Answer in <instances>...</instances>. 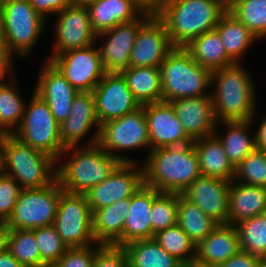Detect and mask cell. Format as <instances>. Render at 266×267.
Listing matches in <instances>:
<instances>
[{"label": "cell", "instance_id": "obj_1", "mask_svg": "<svg viewBox=\"0 0 266 267\" xmlns=\"http://www.w3.org/2000/svg\"><path fill=\"white\" fill-rule=\"evenodd\" d=\"M143 165L144 185L158 192H182L199 176L198 155L194 144L150 150Z\"/></svg>", "mask_w": 266, "mask_h": 267}, {"label": "cell", "instance_id": "obj_2", "mask_svg": "<svg viewBox=\"0 0 266 267\" xmlns=\"http://www.w3.org/2000/svg\"><path fill=\"white\" fill-rule=\"evenodd\" d=\"M228 11L218 0H167L156 16L164 23L174 47H185L197 36L215 30Z\"/></svg>", "mask_w": 266, "mask_h": 267}, {"label": "cell", "instance_id": "obj_3", "mask_svg": "<svg viewBox=\"0 0 266 267\" xmlns=\"http://www.w3.org/2000/svg\"><path fill=\"white\" fill-rule=\"evenodd\" d=\"M246 71L241 63H234L212 72L211 83L216 84V89L211 92V97L217 122L251 121L254 118V80Z\"/></svg>", "mask_w": 266, "mask_h": 267}, {"label": "cell", "instance_id": "obj_4", "mask_svg": "<svg viewBox=\"0 0 266 267\" xmlns=\"http://www.w3.org/2000/svg\"><path fill=\"white\" fill-rule=\"evenodd\" d=\"M67 147L60 157L68 156L57 168V181L68 193L85 194L109 177L122 161L105 152L98 144ZM74 150V151H73Z\"/></svg>", "mask_w": 266, "mask_h": 267}, {"label": "cell", "instance_id": "obj_5", "mask_svg": "<svg viewBox=\"0 0 266 267\" xmlns=\"http://www.w3.org/2000/svg\"><path fill=\"white\" fill-rule=\"evenodd\" d=\"M56 160L6 134L2 144L1 172L19 183L21 189H39L57 179Z\"/></svg>", "mask_w": 266, "mask_h": 267}, {"label": "cell", "instance_id": "obj_6", "mask_svg": "<svg viewBox=\"0 0 266 267\" xmlns=\"http://www.w3.org/2000/svg\"><path fill=\"white\" fill-rule=\"evenodd\" d=\"M162 101L211 96L212 72L198 64L184 47H175L159 66Z\"/></svg>", "mask_w": 266, "mask_h": 267}, {"label": "cell", "instance_id": "obj_7", "mask_svg": "<svg viewBox=\"0 0 266 267\" xmlns=\"http://www.w3.org/2000/svg\"><path fill=\"white\" fill-rule=\"evenodd\" d=\"M12 134L21 142L53 157L56 161L66 149L60 137V124L47 103L36 93L32 94L29 105H25L22 121Z\"/></svg>", "mask_w": 266, "mask_h": 267}, {"label": "cell", "instance_id": "obj_8", "mask_svg": "<svg viewBox=\"0 0 266 267\" xmlns=\"http://www.w3.org/2000/svg\"><path fill=\"white\" fill-rule=\"evenodd\" d=\"M0 13L10 52L19 57L29 55L47 19L35 11L29 0H2Z\"/></svg>", "mask_w": 266, "mask_h": 267}, {"label": "cell", "instance_id": "obj_9", "mask_svg": "<svg viewBox=\"0 0 266 267\" xmlns=\"http://www.w3.org/2000/svg\"><path fill=\"white\" fill-rule=\"evenodd\" d=\"M64 190L57 179L39 189H22L14 211L6 219L9 230L35 229L54 225L60 195Z\"/></svg>", "mask_w": 266, "mask_h": 267}, {"label": "cell", "instance_id": "obj_10", "mask_svg": "<svg viewBox=\"0 0 266 267\" xmlns=\"http://www.w3.org/2000/svg\"><path fill=\"white\" fill-rule=\"evenodd\" d=\"M92 217L85 194L61 193L54 226L68 248L96 244Z\"/></svg>", "mask_w": 266, "mask_h": 267}, {"label": "cell", "instance_id": "obj_11", "mask_svg": "<svg viewBox=\"0 0 266 267\" xmlns=\"http://www.w3.org/2000/svg\"><path fill=\"white\" fill-rule=\"evenodd\" d=\"M108 154L118 157L122 162H136L116 151L147 147L150 151L148 124L144 108L100 125L97 143ZM149 146V147H148Z\"/></svg>", "mask_w": 266, "mask_h": 267}, {"label": "cell", "instance_id": "obj_12", "mask_svg": "<svg viewBox=\"0 0 266 267\" xmlns=\"http://www.w3.org/2000/svg\"><path fill=\"white\" fill-rule=\"evenodd\" d=\"M93 46L65 52L50 61L78 92H92L106 74L99 49Z\"/></svg>", "mask_w": 266, "mask_h": 267}, {"label": "cell", "instance_id": "obj_13", "mask_svg": "<svg viewBox=\"0 0 266 267\" xmlns=\"http://www.w3.org/2000/svg\"><path fill=\"white\" fill-rule=\"evenodd\" d=\"M137 163L122 162L109 177L85 193L92 213L119 200L131 198L144 185L143 167L136 166Z\"/></svg>", "mask_w": 266, "mask_h": 267}, {"label": "cell", "instance_id": "obj_14", "mask_svg": "<svg viewBox=\"0 0 266 267\" xmlns=\"http://www.w3.org/2000/svg\"><path fill=\"white\" fill-rule=\"evenodd\" d=\"M100 125L142 107L119 72H106L92 91Z\"/></svg>", "mask_w": 266, "mask_h": 267}, {"label": "cell", "instance_id": "obj_15", "mask_svg": "<svg viewBox=\"0 0 266 267\" xmlns=\"http://www.w3.org/2000/svg\"><path fill=\"white\" fill-rule=\"evenodd\" d=\"M57 14L59 17L56 22V46L48 62L65 52L92 46L98 39L92 28L87 7L70 5Z\"/></svg>", "mask_w": 266, "mask_h": 267}, {"label": "cell", "instance_id": "obj_16", "mask_svg": "<svg viewBox=\"0 0 266 267\" xmlns=\"http://www.w3.org/2000/svg\"><path fill=\"white\" fill-rule=\"evenodd\" d=\"M164 23L152 15L140 28L130 54L129 67H159L174 49Z\"/></svg>", "mask_w": 266, "mask_h": 267}, {"label": "cell", "instance_id": "obj_17", "mask_svg": "<svg viewBox=\"0 0 266 267\" xmlns=\"http://www.w3.org/2000/svg\"><path fill=\"white\" fill-rule=\"evenodd\" d=\"M152 16L144 12L138 19L118 24L108 31L97 34V38L107 37L99 47V53L106 72H121L129 67L130 54L139 28ZM109 36V37H108Z\"/></svg>", "mask_w": 266, "mask_h": 267}, {"label": "cell", "instance_id": "obj_18", "mask_svg": "<svg viewBox=\"0 0 266 267\" xmlns=\"http://www.w3.org/2000/svg\"><path fill=\"white\" fill-rule=\"evenodd\" d=\"M142 107L148 124L150 150L194 142L184 130L170 102L160 101Z\"/></svg>", "mask_w": 266, "mask_h": 267}, {"label": "cell", "instance_id": "obj_19", "mask_svg": "<svg viewBox=\"0 0 266 267\" xmlns=\"http://www.w3.org/2000/svg\"><path fill=\"white\" fill-rule=\"evenodd\" d=\"M39 74L34 93L47 103L54 118L62 124L69 117L78 91L51 62L43 64Z\"/></svg>", "mask_w": 266, "mask_h": 267}, {"label": "cell", "instance_id": "obj_20", "mask_svg": "<svg viewBox=\"0 0 266 267\" xmlns=\"http://www.w3.org/2000/svg\"><path fill=\"white\" fill-rule=\"evenodd\" d=\"M229 186V181L201 175L181 195L218 224H227Z\"/></svg>", "mask_w": 266, "mask_h": 267}, {"label": "cell", "instance_id": "obj_21", "mask_svg": "<svg viewBox=\"0 0 266 267\" xmlns=\"http://www.w3.org/2000/svg\"><path fill=\"white\" fill-rule=\"evenodd\" d=\"M69 117L60 124V137L65 148L76 146L92 129L97 126L87 145L98 143L100 123L96 114L95 99L92 92H78L75 96Z\"/></svg>", "mask_w": 266, "mask_h": 267}, {"label": "cell", "instance_id": "obj_22", "mask_svg": "<svg viewBox=\"0 0 266 267\" xmlns=\"http://www.w3.org/2000/svg\"><path fill=\"white\" fill-rule=\"evenodd\" d=\"M170 103L184 130L193 141L213 135L221 123L215 118L211 96L180 98Z\"/></svg>", "mask_w": 266, "mask_h": 267}, {"label": "cell", "instance_id": "obj_23", "mask_svg": "<svg viewBox=\"0 0 266 267\" xmlns=\"http://www.w3.org/2000/svg\"><path fill=\"white\" fill-rule=\"evenodd\" d=\"M241 250L239 235L233 225L218 224L196 246L195 262L206 266H220Z\"/></svg>", "mask_w": 266, "mask_h": 267}, {"label": "cell", "instance_id": "obj_24", "mask_svg": "<svg viewBox=\"0 0 266 267\" xmlns=\"http://www.w3.org/2000/svg\"><path fill=\"white\" fill-rule=\"evenodd\" d=\"M266 213V188L230 182L227 224L235 226L243 220Z\"/></svg>", "mask_w": 266, "mask_h": 267}, {"label": "cell", "instance_id": "obj_25", "mask_svg": "<svg viewBox=\"0 0 266 267\" xmlns=\"http://www.w3.org/2000/svg\"><path fill=\"white\" fill-rule=\"evenodd\" d=\"M160 193L143 185L130 198V210L123 226V246L134 240L152 238L150 212L153 200Z\"/></svg>", "mask_w": 266, "mask_h": 267}, {"label": "cell", "instance_id": "obj_26", "mask_svg": "<svg viewBox=\"0 0 266 267\" xmlns=\"http://www.w3.org/2000/svg\"><path fill=\"white\" fill-rule=\"evenodd\" d=\"M130 198L119 200L93 212V234L97 244L123 246V226Z\"/></svg>", "mask_w": 266, "mask_h": 267}, {"label": "cell", "instance_id": "obj_27", "mask_svg": "<svg viewBox=\"0 0 266 267\" xmlns=\"http://www.w3.org/2000/svg\"><path fill=\"white\" fill-rule=\"evenodd\" d=\"M87 9L96 34L132 22L144 13L133 0H97Z\"/></svg>", "mask_w": 266, "mask_h": 267}, {"label": "cell", "instance_id": "obj_28", "mask_svg": "<svg viewBox=\"0 0 266 267\" xmlns=\"http://www.w3.org/2000/svg\"><path fill=\"white\" fill-rule=\"evenodd\" d=\"M201 175L233 181L235 167L231 164L218 138L213 134L194 140Z\"/></svg>", "mask_w": 266, "mask_h": 267}, {"label": "cell", "instance_id": "obj_29", "mask_svg": "<svg viewBox=\"0 0 266 267\" xmlns=\"http://www.w3.org/2000/svg\"><path fill=\"white\" fill-rule=\"evenodd\" d=\"M120 73L141 106L162 101L159 67H128Z\"/></svg>", "mask_w": 266, "mask_h": 267}, {"label": "cell", "instance_id": "obj_30", "mask_svg": "<svg viewBox=\"0 0 266 267\" xmlns=\"http://www.w3.org/2000/svg\"><path fill=\"white\" fill-rule=\"evenodd\" d=\"M184 48L198 64L211 72L234 64L227 56L220 35L216 30L197 36Z\"/></svg>", "mask_w": 266, "mask_h": 267}, {"label": "cell", "instance_id": "obj_31", "mask_svg": "<svg viewBox=\"0 0 266 267\" xmlns=\"http://www.w3.org/2000/svg\"><path fill=\"white\" fill-rule=\"evenodd\" d=\"M251 121H222L223 126L228 130L223 137L219 136L217 131L214 135L220 141L224 148L225 154L228 156L231 164L236 168L248 154L256 149L255 134L253 137L249 136Z\"/></svg>", "mask_w": 266, "mask_h": 267}, {"label": "cell", "instance_id": "obj_32", "mask_svg": "<svg viewBox=\"0 0 266 267\" xmlns=\"http://www.w3.org/2000/svg\"><path fill=\"white\" fill-rule=\"evenodd\" d=\"M215 30L220 35L227 56L234 62L240 63V59L252 42L258 38L234 15L227 11Z\"/></svg>", "mask_w": 266, "mask_h": 267}, {"label": "cell", "instance_id": "obj_33", "mask_svg": "<svg viewBox=\"0 0 266 267\" xmlns=\"http://www.w3.org/2000/svg\"><path fill=\"white\" fill-rule=\"evenodd\" d=\"M122 247L128 256L130 267H185L154 238L134 240Z\"/></svg>", "mask_w": 266, "mask_h": 267}, {"label": "cell", "instance_id": "obj_34", "mask_svg": "<svg viewBox=\"0 0 266 267\" xmlns=\"http://www.w3.org/2000/svg\"><path fill=\"white\" fill-rule=\"evenodd\" d=\"M177 224L197 246L218 225L201 208L178 194Z\"/></svg>", "mask_w": 266, "mask_h": 267}, {"label": "cell", "instance_id": "obj_35", "mask_svg": "<svg viewBox=\"0 0 266 267\" xmlns=\"http://www.w3.org/2000/svg\"><path fill=\"white\" fill-rule=\"evenodd\" d=\"M8 78V84L0 85V131L12 134L22 121L26 104L15 87V79Z\"/></svg>", "mask_w": 266, "mask_h": 267}, {"label": "cell", "instance_id": "obj_36", "mask_svg": "<svg viewBox=\"0 0 266 267\" xmlns=\"http://www.w3.org/2000/svg\"><path fill=\"white\" fill-rule=\"evenodd\" d=\"M153 238L168 254L178 259L185 267L195 261L196 245L178 224L157 232Z\"/></svg>", "mask_w": 266, "mask_h": 267}, {"label": "cell", "instance_id": "obj_37", "mask_svg": "<svg viewBox=\"0 0 266 267\" xmlns=\"http://www.w3.org/2000/svg\"><path fill=\"white\" fill-rule=\"evenodd\" d=\"M242 251L266 259V213L235 225Z\"/></svg>", "mask_w": 266, "mask_h": 267}, {"label": "cell", "instance_id": "obj_38", "mask_svg": "<svg viewBox=\"0 0 266 267\" xmlns=\"http://www.w3.org/2000/svg\"><path fill=\"white\" fill-rule=\"evenodd\" d=\"M228 11L258 39L266 37V0H234Z\"/></svg>", "mask_w": 266, "mask_h": 267}, {"label": "cell", "instance_id": "obj_39", "mask_svg": "<svg viewBox=\"0 0 266 267\" xmlns=\"http://www.w3.org/2000/svg\"><path fill=\"white\" fill-rule=\"evenodd\" d=\"M8 251L24 267L46 266L35 241L34 229H13L8 237Z\"/></svg>", "mask_w": 266, "mask_h": 267}, {"label": "cell", "instance_id": "obj_40", "mask_svg": "<svg viewBox=\"0 0 266 267\" xmlns=\"http://www.w3.org/2000/svg\"><path fill=\"white\" fill-rule=\"evenodd\" d=\"M178 194L161 192L154 200L150 212L152 238L157 232L177 224Z\"/></svg>", "mask_w": 266, "mask_h": 267}, {"label": "cell", "instance_id": "obj_41", "mask_svg": "<svg viewBox=\"0 0 266 267\" xmlns=\"http://www.w3.org/2000/svg\"><path fill=\"white\" fill-rule=\"evenodd\" d=\"M234 180L266 188V151L255 149L235 168ZM240 180V181H239Z\"/></svg>", "mask_w": 266, "mask_h": 267}, {"label": "cell", "instance_id": "obj_42", "mask_svg": "<svg viewBox=\"0 0 266 267\" xmlns=\"http://www.w3.org/2000/svg\"><path fill=\"white\" fill-rule=\"evenodd\" d=\"M40 258L45 265H54L67 251V245L54 225L34 229Z\"/></svg>", "mask_w": 266, "mask_h": 267}, {"label": "cell", "instance_id": "obj_43", "mask_svg": "<svg viewBox=\"0 0 266 267\" xmlns=\"http://www.w3.org/2000/svg\"><path fill=\"white\" fill-rule=\"evenodd\" d=\"M21 190L14 178L0 171V221H6L14 211Z\"/></svg>", "mask_w": 266, "mask_h": 267}, {"label": "cell", "instance_id": "obj_44", "mask_svg": "<svg viewBox=\"0 0 266 267\" xmlns=\"http://www.w3.org/2000/svg\"><path fill=\"white\" fill-rule=\"evenodd\" d=\"M93 267H130L126 251L122 246L96 243Z\"/></svg>", "mask_w": 266, "mask_h": 267}, {"label": "cell", "instance_id": "obj_45", "mask_svg": "<svg viewBox=\"0 0 266 267\" xmlns=\"http://www.w3.org/2000/svg\"><path fill=\"white\" fill-rule=\"evenodd\" d=\"M96 246L68 248L54 264L56 267H93Z\"/></svg>", "mask_w": 266, "mask_h": 267}, {"label": "cell", "instance_id": "obj_46", "mask_svg": "<svg viewBox=\"0 0 266 267\" xmlns=\"http://www.w3.org/2000/svg\"><path fill=\"white\" fill-rule=\"evenodd\" d=\"M263 261L259 256L240 250L219 267H259Z\"/></svg>", "mask_w": 266, "mask_h": 267}, {"label": "cell", "instance_id": "obj_47", "mask_svg": "<svg viewBox=\"0 0 266 267\" xmlns=\"http://www.w3.org/2000/svg\"><path fill=\"white\" fill-rule=\"evenodd\" d=\"M35 11L47 19V14L58 13L70 6L68 0H29Z\"/></svg>", "mask_w": 266, "mask_h": 267}, {"label": "cell", "instance_id": "obj_48", "mask_svg": "<svg viewBox=\"0 0 266 267\" xmlns=\"http://www.w3.org/2000/svg\"><path fill=\"white\" fill-rule=\"evenodd\" d=\"M143 12L156 15L167 0H133Z\"/></svg>", "mask_w": 266, "mask_h": 267}, {"label": "cell", "instance_id": "obj_49", "mask_svg": "<svg viewBox=\"0 0 266 267\" xmlns=\"http://www.w3.org/2000/svg\"><path fill=\"white\" fill-rule=\"evenodd\" d=\"M0 56L7 59L13 65L14 55L10 52V49L7 44L1 13H0Z\"/></svg>", "mask_w": 266, "mask_h": 267}, {"label": "cell", "instance_id": "obj_50", "mask_svg": "<svg viewBox=\"0 0 266 267\" xmlns=\"http://www.w3.org/2000/svg\"><path fill=\"white\" fill-rule=\"evenodd\" d=\"M256 148L266 151V117L261 121L255 133Z\"/></svg>", "mask_w": 266, "mask_h": 267}, {"label": "cell", "instance_id": "obj_51", "mask_svg": "<svg viewBox=\"0 0 266 267\" xmlns=\"http://www.w3.org/2000/svg\"><path fill=\"white\" fill-rule=\"evenodd\" d=\"M0 267H24L11 253L6 250L0 253Z\"/></svg>", "mask_w": 266, "mask_h": 267}, {"label": "cell", "instance_id": "obj_52", "mask_svg": "<svg viewBox=\"0 0 266 267\" xmlns=\"http://www.w3.org/2000/svg\"><path fill=\"white\" fill-rule=\"evenodd\" d=\"M10 230L8 229L5 221H0V253L8 250V237Z\"/></svg>", "mask_w": 266, "mask_h": 267}, {"label": "cell", "instance_id": "obj_53", "mask_svg": "<svg viewBox=\"0 0 266 267\" xmlns=\"http://www.w3.org/2000/svg\"><path fill=\"white\" fill-rule=\"evenodd\" d=\"M12 67H13L12 64L7 59L0 56V85L4 84V82L2 81L5 80L6 78L5 75L8 74V76H11L10 73L13 74Z\"/></svg>", "mask_w": 266, "mask_h": 267}, {"label": "cell", "instance_id": "obj_54", "mask_svg": "<svg viewBox=\"0 0 266 267\" xmlns=\"http://www.w3.org/2000/svg\"><path fill=\"white\" fill-rule=\"evenodd\" d=\"M71 6H82L87 7L97 0H68Z\"/></svg>", "mask_w": 266, "mask_h": 267}, {"label": "cell", "instance_id": "obj_55", "mask_svg": "<svg viewBox=\"0 0 266 267\" xmlns=\"http://www.w3.org/2000/svg\"><path fill=\"white\" fill-rule=\"evenodd\" d=\"M5 136H6V133L0 131V170H1L2 144H3Z\"/></svg>", "mask_w": 266, "mask_h": 267}, {"label": "cell", "instance_id": "obj_56", "mask_svg": "<svg viewBox=\"0 0 266 267\" xmlns=\"http://www.w3.org/2000/svg\"><path fill=\"white\" fill-rule=\"evenodd\" d=\"M187 267H219V266H206V265H202V264H199V263H196L195 261L190 264L189 266Z\"/></svg>", "mask_w": 266, "mask_h": 267}, {"label": "cell", "instance_id": "obj_57", "mask_svg": "<svg viewBox=\"0 0 266 267\" xmlns=\"http://www.w3.org/2000/svg\"><path fill=\"white\" fill-rule=\"evenodd\" d=\"M220 2H222L226 7H229L234 0H218Z\"/></svg>", "mask_w": 266, "mask_h": 267}, {"label": "cell", "instance_id": "obj_58", "mask_svg": "<svg viewBox=\"0 0 266 267\" xmlns=\"http://www.w3.org/2000/svg\"><path fill=\"white\" fill-rule=\"evenodd\" d=\"M259 267H266V262L263 261Z\"/></svg>", "mask_w": 266, "mask_h": 267}, {"label": "cell", "instance_id": "obj_59", "mask_svg": "<svg viewBox=\"0 0 266 267\" xmlns=\"http://www.w3.org/2000/svg\"><path fill=\"white\" fill-rule=\"evenodd\" d=\"M44 267H56L55 265H46Z\"/></svg>", "mask_w": 266, "mask_h": 267}]
</instances>
